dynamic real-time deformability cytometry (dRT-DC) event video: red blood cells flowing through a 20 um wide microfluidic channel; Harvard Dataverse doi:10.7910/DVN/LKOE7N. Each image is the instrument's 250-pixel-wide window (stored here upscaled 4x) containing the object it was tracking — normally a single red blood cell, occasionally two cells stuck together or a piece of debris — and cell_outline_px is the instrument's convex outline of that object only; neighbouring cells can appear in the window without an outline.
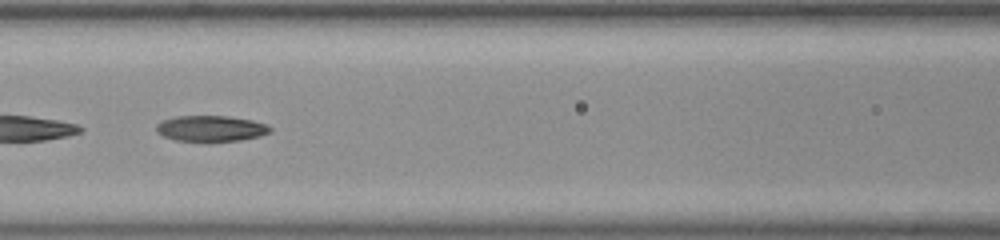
{"species": "common noctule bat (a hibernating species)", "species_latin": "Nyctalus noctula", "temperature_condition": "room temperature", "stored_images_in_passage": 25, "camera_frame_rate_fps": 3000, "um_per_image_px": 0.085, "animal": {"sex": "female", "body_mass_g": 23.0, "forearm_length_mm": 53.4}, "frame": {"image": 1, "passage_image": 8, "time_ms": 2.333, "image_size_px": [1000, 240], "cell_outline_px": [[272, 132], [260, 136], [240, 140], [176, 140], [164, 136], [156, 132], [156, 124], [160, 120], [176, 116], [228, 116], [252, 120], [264, 124], [272, 128]], "centroid_in_image_um": [17.91, 10.9], "position_along_channel_um": 148.7, "area_um2": 16.94}}
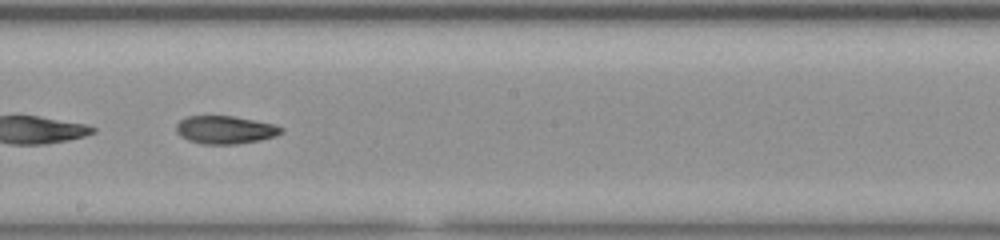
{"frame": {"image": 2, "passage_image": 14, "time_ms": 4.333, "image_size_px": [1000, 240], "cell_outline_px": [[284, 132], [276, 136], [260, 140], [236, 144], [204, 144], [188, 140], [180, 136], [176, 132], [176, 124], [180, 120], [188, 116], [232, 116], [276, 124], [284, 128]], "centroid_in_image_um": [19.16, 11.03], "position_along_channel_um": 229.0, "area_um2": 17.22}}
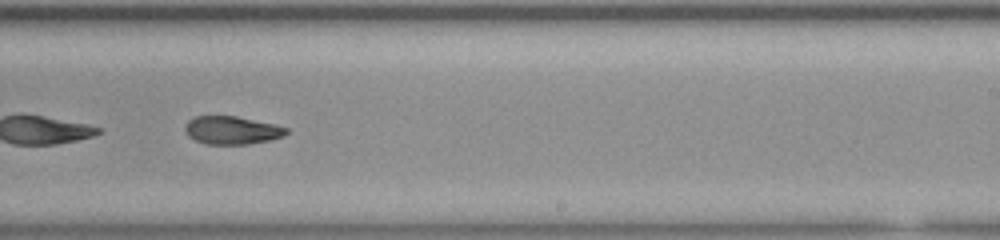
{"frame": {"image": 3, "passage_image": 17, "time_ms": 5.333, "image_size_px": [1000, 240], "cell_outline_px": [[288, 132], [284, 136], [268, 140], [248, 144], [208, 144], [196, 140], [188, 136], [184, 128], [184, 124], [188, 120], [196, 116], [236, 116], [276, 124], [288, 128]], "centroid_in_image_um": [19.71, 11.06], "position_along_channel_um": 269.3, "area_um2": 16.59}, "authors_computed_cell_mechanics": {"area_um2": 17.1666, "velocity_mm_per_s": 4.0326, "shape_relaxation_time_tau1_ms": 10.1003, "shape_relaxation_time_tau2_ms": 3.5908, "deformation_change_tau1": 0.2298, "deformation_change_tau2": 0.0999}}